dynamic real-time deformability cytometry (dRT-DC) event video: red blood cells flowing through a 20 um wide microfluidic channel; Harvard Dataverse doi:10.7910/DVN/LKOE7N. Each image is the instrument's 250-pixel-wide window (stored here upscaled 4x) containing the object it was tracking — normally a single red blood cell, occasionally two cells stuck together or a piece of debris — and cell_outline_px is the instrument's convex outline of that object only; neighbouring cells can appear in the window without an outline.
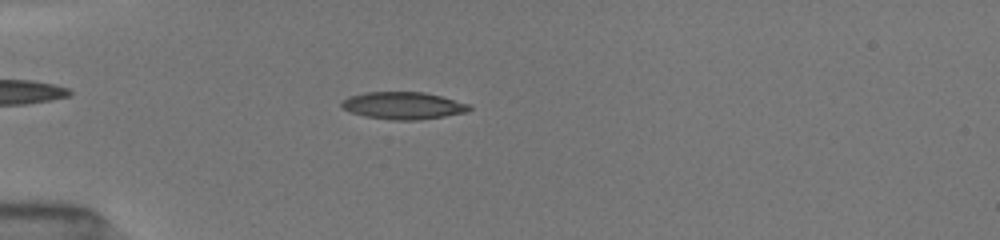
{"species": "common noctule bat (a hibernating species)", "species_latin": "Nyctalus noctula", "temperature_condition": "room temperature", "stored_images_in_passage": 51, "camera_frame_rate_fps": 3000, "um_per_image_px": 0.085, "animal": {"sex": "female", "body_mass_g": 19.5, "forearm_length_mm": 54.1}, "frame": {"image": 1, "passage_image": 15, "time_ms": 4.667, "image_size_px": [1000, 240], "cell_outline_px": [[472, 108], [468, 112], [444, 116], [416, 120], [392, 120], [364, 116], [352, 112], [344, 108], [340, 104], [348, 96], [364, 92], [424, 92], [472, 104]], "centroid_in_image_um": [34.31, 8.97], "position_along_channel_um": 50.7, "area_um2": 20.29}}
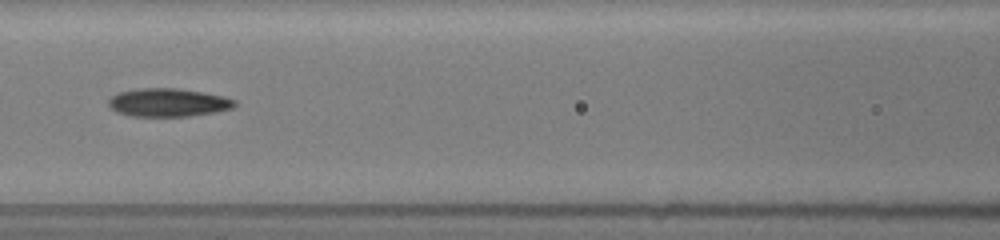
{"frame": {"image": 2, "passage_image": 24, "time_ms": 7.667, "image_size_px": [1000, 240], "cell_outline_px": [[236, 104], [232, 108], [216, 112], [188, 116], [128, 116], [116, 112], [108, 104], [108, 100], [112, 96], [120, 92], [136, 88], [176, 88], [204, 92], [224, 96], [236, 100]], "centroid_in_image_um": [14.29, 8.71], "position_along_channel_um": 152.3, "area_um2": 20.87}}
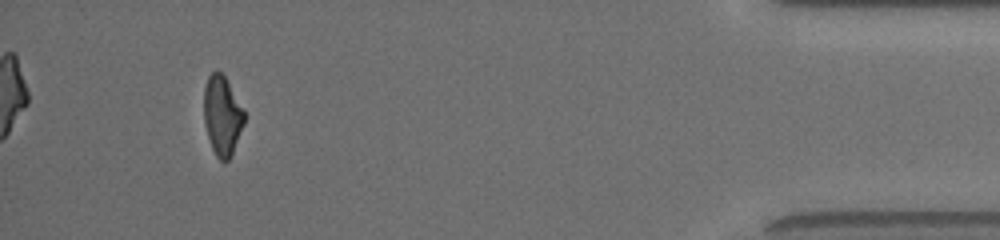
{"frame": {"image": 3, "passage_image": 48, "time_ms": 15.667, "image_size_px": [1000, 240], "cell_outline_px": [[244, 124], [232, 152], [228, 160], [224, 164], [216, 156], [212, 148], [204, 124], [204, 88], [208, 76], [216, 68], [224, 76], [244, 108]], "centroid_in_image_um": [18.88, 9.81], "position_along_channel_um": 416.3, "area_um2": 18.67}, "authors_computed_cell_mechanics": {"area_um2": 19.8832, "velocity_mm_per_s": 4.032, "shape_relaxation_time_tau1_ms": 5.4718, "shape_relaxation_time_tau2_ms": 3.677, "deformation_change_tau1": 0.1939, "deformation_change_tau2": 0.1247}}